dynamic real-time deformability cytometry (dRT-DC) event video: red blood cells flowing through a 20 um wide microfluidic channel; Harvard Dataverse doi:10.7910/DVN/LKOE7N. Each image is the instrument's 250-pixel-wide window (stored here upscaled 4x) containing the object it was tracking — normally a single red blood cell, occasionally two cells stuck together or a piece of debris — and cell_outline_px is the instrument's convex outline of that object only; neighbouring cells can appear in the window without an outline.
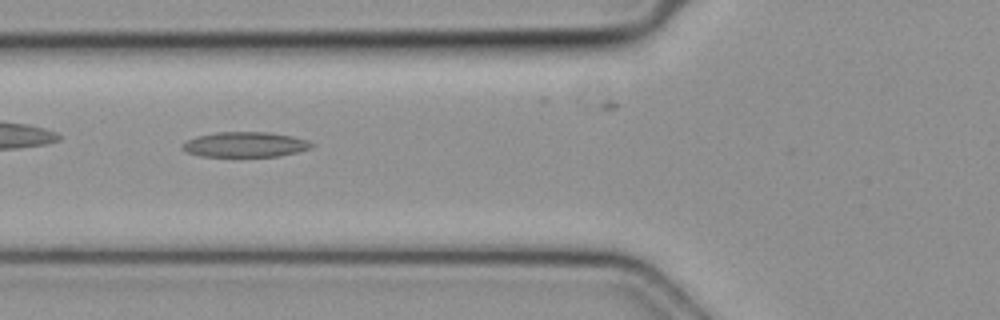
{"species": "common noctule bat (a hibernating species)", "species_latin": "Nyctalus noctula", "temperature_condition": "cold", "stored_images_in_passage": 32, "segment_of_instrument_passage": [1, 2], "camera_frame_rate_fps": 3000, "um_per_image_px": 0.085, "animal": {"sex": "female", "body_mass_g": 19.3, "forearm_length_mm": 54.1}, "frame": {"image": 1, "passage_image": 4, "time_ms": 1.0, "image_size_px": [1000, 320], "cell_outline_px": [[316, 144], [312, 148], [280, 156], [200, 156], [188, 152], [180, 148], [188, 140], [196, 136], [216, 132], [268, 132], [292, 136], [308, 140]], "centroid_in_image_um": [20.88, 12.28], "position_along_channel_um": 104.9, "area_um2": 18.9}}
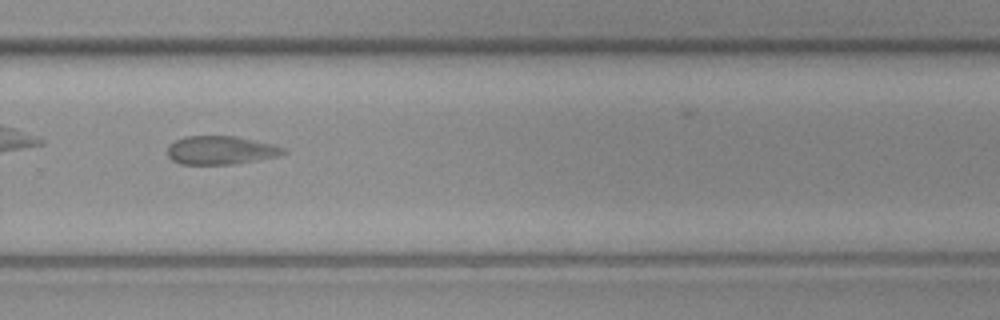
{"frame": {"image": 2, "passage_image": 19, "time_ms": 6.0, "image_size_px": [1000, 320], "cell_outline_px": [[288, 152], [280, 156], [236, 164], [180, 164], [172, 160], [168, 156], [168, 148], [176, 140], [188, 136], [236, 136], [272, 144], [284, 148]], "centroid_in_image_um": [18.81, 12.78], "position_along_channel_um": 311.0, "area_um2": 19.19}}
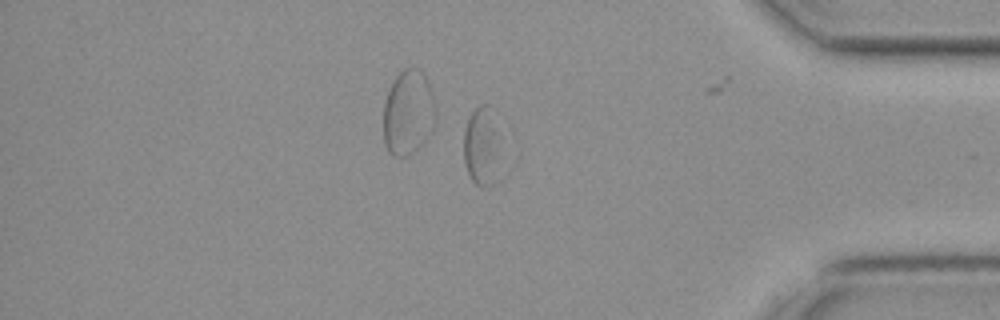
{"frame": {"image": 3, "passage_image": 27, "time_ms": 8.667, "image_size_px": [1000, 320], "cell_outline_px": [[508, 176], [484, 188], [476, 184], [472, 180], [468, 172], [464, 160], [464, 132], [468, 116], [480, 104], [484, 104], [508, 172]], "centroid_in_image_um": [41.03, 12.75], "position_along_channel_um": 394.2, "area_um2": 17.4}}